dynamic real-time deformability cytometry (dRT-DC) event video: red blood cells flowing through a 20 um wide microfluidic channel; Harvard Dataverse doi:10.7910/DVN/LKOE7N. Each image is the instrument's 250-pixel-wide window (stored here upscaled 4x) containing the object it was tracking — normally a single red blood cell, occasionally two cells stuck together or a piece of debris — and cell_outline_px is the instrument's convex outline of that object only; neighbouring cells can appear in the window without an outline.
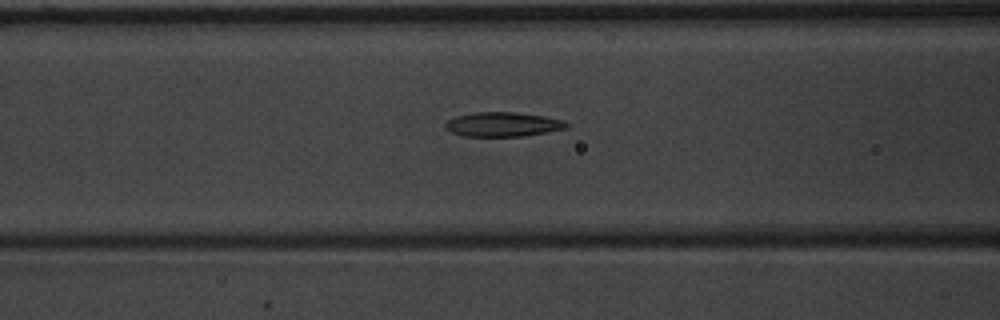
{"species": "common noctule bat (a hibernating species)", "species_latin": "Nyctalus noctula", "temperature_condition": "warm", "stored_images_in_passage": 43, "camera_frame_rate_fps": 3000, "um_per_image_px": 0.085, "animal": {"sex": "male", "body_mass_g": 20.1, "forearm_length_mm": 53.5}, "frame": {"image": 1, "passage_image": 22, "time_ms": 7.0, "image_size_px": [1000, 320], "cell_outline_px": [[568, 124], [564, 128], [548, 132], [524, 136], [464, 136], [452, 132], [444, 128], [444, 124], [448, 120], [456, 116], [472, 112], [516, 112], [544, 116], [564, 120]], "centroid_in_image_um": [42.71, 10.56], "position_along_channel_um": 123.9, "area_um2": 17.22}}
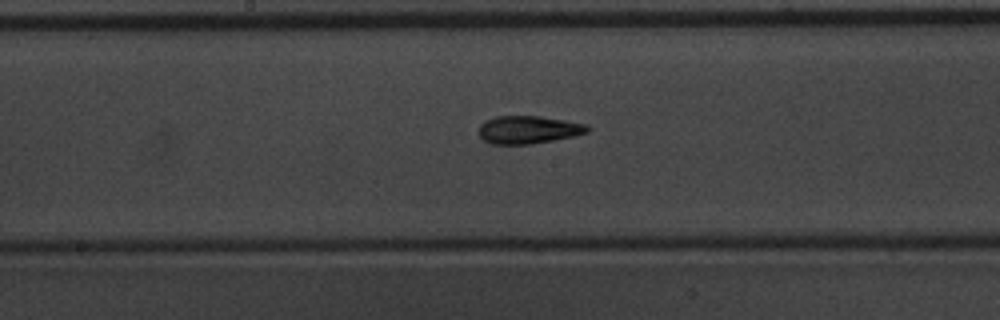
{"frame": {"image": 2, "passage_image": 28, "time_ms": 9.0, "image_size_px": [1000, 320], "cell_outline_px": [[592, 128], [588, 132], [572, 136], [532, 144], [492, 144], [484, 140], [476, 132], [480, 124], [484, 120], [496, 116], [540, 116], [588, 124]], "centroid_in_image_um": [44.88, 11.02], "position_along_channel_um": 203.3, "area_um2": 17.8}}
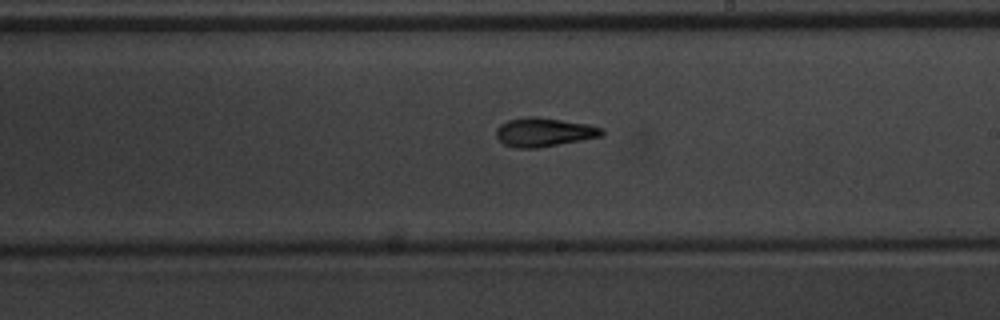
{"frame": {"image": 3, "passage_image": 31, "time_ms": 10.0, "image_size_px": [1000, 320], "cell_outline_px": [[604, 136], [536, 148], [516, 148], [504, 144], [496, 136], [496, 128], [500, 124], [508, 120], [528, 116], [536, 116], [588, 124], [604, 128]], "centroid_in_image_um": [46.25, 11.23], "position_along_channel_um": 242.8, "area_um2": 17.8}}